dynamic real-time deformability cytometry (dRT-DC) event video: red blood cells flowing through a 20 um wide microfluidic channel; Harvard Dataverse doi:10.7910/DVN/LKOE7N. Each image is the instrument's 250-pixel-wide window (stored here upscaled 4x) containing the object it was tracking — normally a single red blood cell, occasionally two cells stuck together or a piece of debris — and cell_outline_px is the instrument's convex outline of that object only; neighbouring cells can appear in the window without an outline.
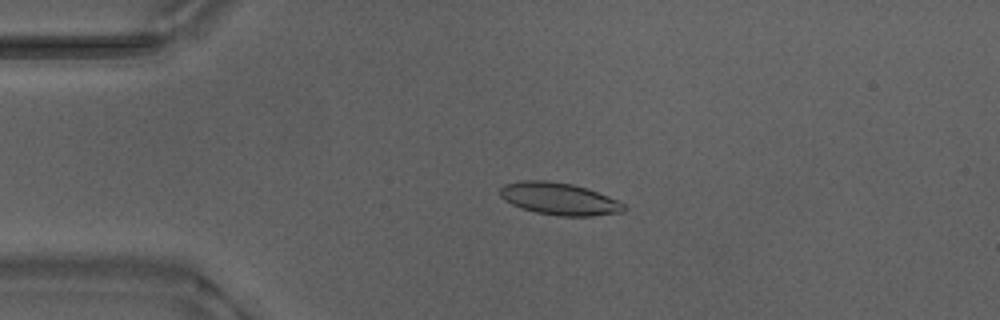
{"species": "Egyptian fruit bat (a non-hibernating species)", "species_latin": "Rousettus aegyptiacus", "temperature_condition": "warm", "stored_images_in_passage": 54, "camera_frame_rate_fps": 3000, "um_per_image_px": 0.085, "animal": {"sex": "male"}, "frame": {"image": 1, "passage_image": 12, "time_ms": 3.667, "image_size_px": [1000, 320], "cell_outline_px": [[628, 208], [624, 212], [592, 216], [560, 216], [536, 212], [520, 208], [504, 200], [500, 196], [500, 188], [504, 184], [524, 180], [544, 180], [572, 184], [596, 192], [616, 200], [624, 204]], "centroid_in_image_um": [47.51, 16.91], "position_along_channel_um": 37.5, "area_um2": 23.12}}
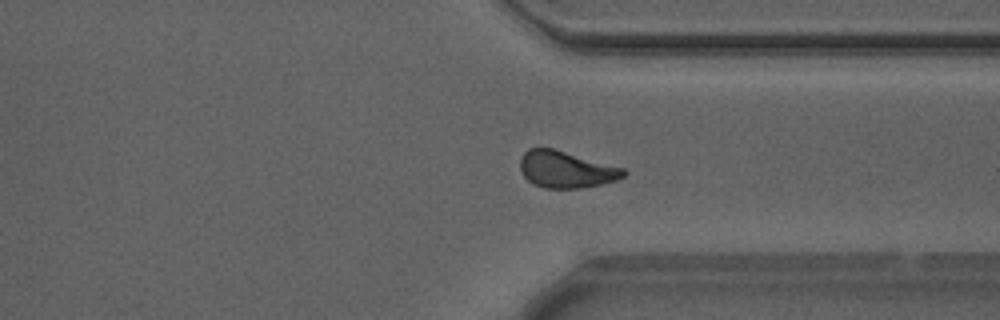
{"frame": {"image": 2, "passage_image": 40, "time_ms": 13.0, "image_size_px": [1000, 320], "cell_outline_px": [[628, 172], [624, 176], [616, 180], [600, 184], [580, 188], [544, 188], [532, 184], [524, 176], [520, 168], [520, 156], [528, 148], [552, 148], [624, 168]], "centroid_in_image_um": [48.09, 14.4], "position_along_channel_um": 363.3, "area_um2": 22.08}}
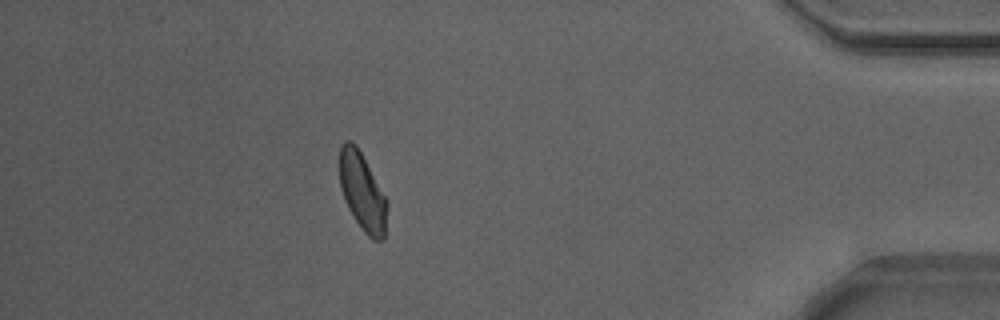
{"frame": {"image": 3, "passage_image": 47, "time_ms": 15.333, "image_size_px": [1000, 320], "cell_outline_px": [[388, 204], [384, 240], [372, 240], [364, 232], [348, 208], [344, 200], [340, 188], [340, 148], [344, 140], [352, 140], [356, 144], [388, 200]], "centroid_in_image_um": [30.81, 16.31], "position_along_channel_um": 404.4, "area_um2": 21.68}, "authors_computed_cell_mechanics": {"area_um2": 22.2819, "velocity_mm_per_s": 3.8577, "shape_relaxation_time_tau1_ms": 3.5899, "shape_relaxation_time_tau2_ms": 2.1694, "deformation_change_tau1": 0.1301, "deformation_change_tau2": 0.0799}}